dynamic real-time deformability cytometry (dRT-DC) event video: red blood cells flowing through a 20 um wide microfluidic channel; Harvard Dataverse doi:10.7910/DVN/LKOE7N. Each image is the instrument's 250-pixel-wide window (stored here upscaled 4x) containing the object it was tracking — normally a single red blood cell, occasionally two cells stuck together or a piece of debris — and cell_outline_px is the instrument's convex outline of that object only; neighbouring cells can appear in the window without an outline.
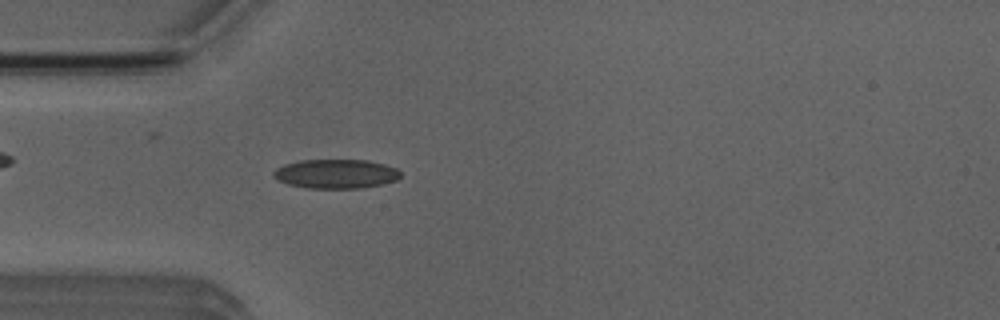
{"species": "Egyptian fruit bat (a non-hibernating species)", "species_latin": "Rousettus aegyptiacus", "temperature_condition": "room temperature", "stored_images_in_passage": 12, "camera_frame_rate_fps": 3000, "um_per_image_px": 0.085, "animal": {"sex": "male"}, "frame": {"image": 1, "passage_image": 10, "time_ms": 3.0, "image_size_px": [1000, 320], "cell_outline_px": [[400, 176], [396, 180], [380, 184], [360, 188], [304, 188], [288, 184], [276, 180], [272, 176], [272, 172], [276, 168], [284, 164], [300, 160], [368, 160], [384, 164], [396, 168], [400, 172]], "centroid_in_image_um": [28.49, 14.77], "position_along_channel_um": 56.5, "area_um2": 21.68}}